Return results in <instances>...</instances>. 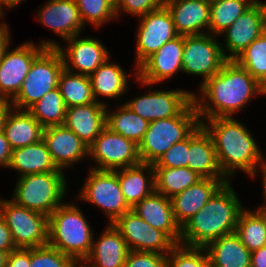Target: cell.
<instances>
[{"mask_svg":"<svg viewBox=\"0 0 266 267\" xmlns=\"http://www.w3.org/2000/svg\"><path fill=\"white\" fill-rule=\"evenodd\" d=\"M199 92L201 97L193 94V101L202 122L233 117L251 98L261 95V84L234 60H228L218 73L200 85Z\"/></svg>","mask_w":266,"mask_h":267,"instance_id":"6da1fadb","label":"cell"},{"mask_svg":"<svg viewBox=\"0 0 266 267\" xmlns=\"http://www.w3.org/2000/svg\"><path fill=\"white\" fill-rule=\"evenodd\" d=\"M233 118H209L201 126L212 138L219 167L227 179L238 169L255 178L265 159L248 128Z\"/></svg>","mask_w":266,"mask_h":267,"instance_id":"7a4b0ae2","label":"cell"},{"mask_svg":"<svg viewBox=\"0 0 266 267\" xmlns=\"http://www.w3.org/2000/svg\"><path fill=\"white\" fill-rule=\"evenodd\" d=\"M244 208L230 181L224 183L181 228L180 244L205 248L212 241L234 233Z\"/></svg>","mask_w":266,"mask_h":267,"instance_id":"3957f363","label":"cell"},{"mask_svg":"<svg viewBox=\"0 0 266 267\" xmlns=\"http://www.w3.org/2000/svg\"><path fill=\"white\" fill-rule=\"evenodd\" d=\"M83 214L77 205L63 203L48 217V245L79 265L90 255L95 238Z\"/></svg>","mask_w":266,"mask_h":267,"instance_id":"277c9868","label":"cell"},{"mask_svg":"<svg viewBox=\"0 0 266 267\" xmlns=\"http://www.w3.org/2000/svg\"><path fill=\"white\" fill-rule=\"evenodd\" d=\"M200 124L193 100L177 116L149 122L148 130L138 145L141 162L155 164L167 150L186 139Z\"/></svg>","mask_w":266,"mask_h":267,"instance_id":"5b68a950","label":"cell"},{"mask_svg":"<svg viewBox=\"0 0 266 267\" xmlns=\"http://www.w3.org/2000/svg\"><path fill=\"white\" fill-rule=\"evenodd\" d=\"M64 172L29 174L19 177L11 199L17 205L49 217L64 202L67 191Z\"/></svg>","mask_w":266,"mask_h":267,"instance_id":"8992f818","label":"cell"},{"mask_svg":"<svg viewBox=\"0 0 266 267\" xmlns=\"http://www.w3.org/2000/svg\"><path fill=\"white\" fill-rule=\"evenodd\" d=\"M63 69V59L57 48H45L32 62L21 90L12 100V106L28 110L46 93L58 88Z\"/></svg>","mask_w":266,"mask_h":267,"instance_id":"52a82bcc","label":"cell"},{"mask_svg":"<svg viewBox=\"0 0 266 267\" xmlns=\"http://www.w3.org/2000/svg\"><path fill=\"white\" fill-rule=\"evenodd\" d=\"M0 215L9 228L16 248H35L48 245V217L2 199Z\"/></svg>","mask_w":266,"mask_h":267,"instance_id":"ba28073f","label":"cell"},{"mask_svg":"<svg viewBox=\"0 0 266 267\" xmlns=\"http://www.w3.org/2000/svg\"><path fill=\"white\" fill-rule=\"evenodd\" d=\"M35 45L27 41L13 50L7 48L0 57V97L13 100L21 90L34 59L45 48H56L58 43L52 40L40 41Z\"/></svg>","mask_w":266,"mask_h":267,"instance_id":"9c48e42d","label":"cell"},{"mask_svg":"<svg viewBox=\"0 0 266 267\" xmlns=\"http://www.w3.org/2000/svg\"><path fill=\"white\" fill-rule=\"evenodd\" d=\"M78 199L102 208L112 224L132 209L125 201L115 171L90 169Z\"/></svg>","mask_w":266,"mask_h":267,"instance_id":"30bf717a","label":"cell"},{"mask_svg":"<svg viewBox=\"0 0 266 267\" xmlns=\"http://www.w3.org/2000/svg\"><path fill=\"white\" fill-rule=\"evenodd\" d=\"M217 37L211 34L184 36L182 71L190 75H200L204 84L218 73L228 61Z\"/></svg>","mask_w":266,"mask_h":267,"instance_id":"8fae6325","label":"cell"},{"mask_svg":"<svg viewBox=\"0 0 266 267\" xmlns=\"http://www.w3.org/2000/svg\"><path fill=\"white\" fill-rule=\"evenodd\" d=\"M89 157L97 162L96 167L92 166L96 170L115 171L142 163L138 145L108 127L89 145Z\"/></svg>","mask_w":266,"mask_h":267,"instance_id":"7c38bea8","label":"cell"},{"mask_svg":"<svg viewBox=\"0 0 266 267\" xmlns=\"http://www.w3.org/2000/svg\"><path fill=\"white\" fill-rule=\"evenodd\" d=\"M112 225L125 239L130 251L167 255L176 245L165 232L150 226L132 209L118 217Z\"/></svg>","mask_w":266,"mask_h":267,"instance_id":"4fadbf2b","label":"cell"},{"mask_svg":"<svg viewBox=\"0 0 266 267\" xmlns=\"http://www.w3.org/2000/svg\"><path fill=\"white\" fill-rule=\"evenodd\" d=\"M136 35V64L138 68L148 57L160 49L167 41L177 37L172 16L166 6L140 16Z\"/></svg>","mask_w":266,"mask_h":267,"instance_id":"5bb4252c","label":"cell"},{"mask_svg":"<svg viewBox=\"0 0 266 267\" xmlns=\"http://www.w3.org/2000/svg\"><path fill=\"white\" fill-rule=\"evenodd\" d=\"M265 31L266 8L263 2L257 0L221 33V35L225 36V46L222 47L225 58L227 60H235L241 52ZM225 50L230 54H227Z\"/></svg>","mask_w":266,"mask_h":267,"instance_id":"9a60e30c","label":"cell"},{"mask_svg":"<svg viewBox=\"0 0 266 267\" xmlns=\"http://www.w3.org/2000/svg\"><path fill=\"white\" fill-rule=\"evenodd\" d=\"M193 94L183 89L162 91L157 89L126 102L133 112L148 122L177 116L192 100Z\"/></svg>","mask_w":266,"mask_h":267,"instance_id":"2e32d148","label":"cell"},{"mask_svg":"<svg viewBox=\"0 0 266 267\" xmlns=\"http://www.w3.org/2000/svg\"><path fill=\"white\" fill-rule=\"evenodd\" d=\"M183 50V35L167 41L137 68L135 79L141 85L150 86L168 80L178 71L182 72Z\"/></svg>","mask_w":266,"mask_h":267,"instance_id":"e0dca14e","label":"cell"},{"mask_svg":"<svg viewBox=\"0 0 266 267\" xmlns=\"http://www.w3.org/2000/svg\"><path fill=\"white\" fill-rule=\"evenodd\" d=\"M75 35L67 39L66 49L59 44L56 48L60 52L64 69L81 75L90 76L100 65L110 58L109 51L101 41L95 38H80ZM78 70L74 72V70Z\"/></svg>","mask_w":266,"mask_h":267,"instance_id":"ac0fdd59","label":"cell"},{"mask_svg":"<svg viewBox=\"0 0 266 267\" xmlns=\"http://www.w3.org/2000/svg\"><path fill=\"white\" fill-rule=\"evenodd\" d=\"M42 139L60 170L64 171L89 156V146L64 125L45 127Z\"/></svg>","mask_w":266,"mask_h":267,"instance_id":"d6986e66","label":"cell"},{"mask_svg":"<svg viewBox=\"0 0 266 267\" xmlns=\"http://www.w3.org/2000/svg\"><path fill=\"white\" fill-rule=\"evenodd\" d=\"M179 35L207 34L210 21V0H163Z\"/></svg>","mask_w":266,"mask_h":267,"instance_id":"ffe728a7","label":"cell"},{"mask_svg":"<svg viewBox=\"0 0 266 267\" xmlns=\"http://www.w3.org/2000/svg\"><path fill=\"white\" fill-rule=\"evenodd\" d=\"M35 14L40 23L64 40L80 35L85 28L75 0H48Z\"/></svg>","mask_w":266,"mask_h":267,"instance_id":"44dd1931","label":"cell"},{"mask_svg":"<svg viewBox=\"0 0 266 267\" xmlns=\"http://www.w3.org/2000/svg\"><path fill=\"white\" fill-rule=\"evenodd\" d=\"M231 179L202 178L171 198L177 224L182 228L210 200L215 192Z\"/></svg>","mask_w":266,"mask_h":267,"instance_id":"7402d4cb","label":"cell"},{"mask_svg":"<svg viewBox=\"0 0 266 267\" xmlns=\"http://www.w3.org/2000/svg\"><path fill=\"white\" fill-rule=\"evenodd\" d=\"M106 110L101 102L66 108L63 125L89 146L106 127Z\"/></svg>","mask_w":266,"mask_h":267,"instance_id":"603a6c76","label":"cell"},{"mask_svg":"<svg viewBox=\"0 0 266 267\" xmlns=\"http://www.w3.org/2000/svg\"><path fill=\"white\" fill-rule=\"evenodd\" d=\"M132 210L150 226L165 232L176 244L180 243L181 227L175 220L170 198L154 191Z\"/></svg>","mask_w":266,"mask_h":267,"instance_id":"cb8c5ba5","label":"cell"},{"mask_svg":"<svg viewBox=\"0 0 266 267\" xmlns=\"http://www.w3.org/2000/svg\"><path fill=\"white\" fill-rule=\"evenodd\" d=\"M188 168L202 178L227 179L219 167L212 138L201 124L189 135Z\"/></svg>","mask_w":266,"mask_h":267,"instance_id":"d4e9b609","label":"cell"},{"mask_svg":"<svg viewBox=\"0 0 266 267\" xmlns=\"http://www.w3.org/2000/svg\"><path fill=\"white\" fill-rule=\"evenodd\" d=\"M129 251L125 239L112 224L108 223L99 239L93 240L91 253L81 265L83 267H123Z\"/></svg>","mask_w":266,"mask_h":267,"instance_id":"484cf974","label":"cell"},{"mask_svg":"<svg viewBox=\"0 0 266 267\" xmlns=\"http://www.w3.org/2000/svg\"><path fill=\"white\" fill-rule=\"evenodd\" d=\"M20 173V177L47 172H63L54 164L44 140L12 149L8 167Z\"/></svg>","mask_w":266,"mask_h":267,"instance_id":"4316f807","label":"cell"},{"mask_svg":"<svg viewBox=\"0 0 266 267\" xmlns=\"http://www.w3.org/2000/svg\"><path fill=\"white\" fill-rule=\"evenodd\" d=\"M43 129L28 110L13 107L6 117L3 132L10 148L15 149L42 140Z\"/></svg>","mask_w":266,"mask_h":267,"instance_id":"83f0119b","label":"cell"},{"mask_svg":"<svg viewBox=\"0 0 266 267\" xmlns=\"http://www.w3.org/2000/svg\"><path fill=\"white\" fill-rule=\"evenodd\" d=\"M116 174L125 201L131 208L155 191V174L152 164L141 163L134 167L119 169L116 170Z\"/></svg>","mask_w":266,"mask_h":267,"instance_id":"f1b7e54d","label":"cell"},{"mask_svg":"<svg viewBox=\"0 0 266 267\" xmlns=\"http://www.w3.org/2000/svg\"><path fill=\"white\" fill-rule=\"evenodd\" d=\"M205 249L210 267H251V251L235 232L212 241Z\"/></svg>","mask_w":266,"mask_h":267,"instance_id":"f546056e","label":"cell"},{"mask_svg":"<svg viewBox=\"0 0 266 267\" xmlns=\"http://www.w3.org/2000/svg\"><path fill=\"white\" fill-rule=\"evenodd\" d=\"M109 61L110 58L89 76L96 102L107 106L106 102L98 100L100 96L119 99L118 97L121 98V95L127 93L128 88L127 72L121 68L122 66Z\"/></svg>","mask_w":266,"mask_h":267,"instance_id":"4dcf8cb0","label":"cell"},{"mask_svg":"<svg viewBox=\"0 0 266 267\" xmlns=\"http://www.w3.org/2000/svg\"><path fill=\"white\" fill-rule=\"evenodd\" d=\"M117 108L116 112L111 113L106 110V127L139 145L148 130L149 122L125 104Z\"/></svg>","mask_w":266,"mask_h":267,"instance_id":"1f68e13d","label":"cell"},{"mask_svg":"<svg viewBox=\"0 0 266 267\" xmlns=\"http://www.w3.org/2000/svg\"><path fill=\"white\" fill-rule=\"evenodd\" d=\"M154 174L155 191L170 199L202 179L188 167L154 168Z\"/></svg>","mask_w":266,"mask_h":267,"instance_id":"d6a6232c","label":"cell"},{"mask_svg":"<svg viewBox=\"0 0 266 267\" xmlns=\"http://www.w3.org/2000/svg\"><path fill=\"white\" fill-rule=\"evenodd\" d=\"M257 0H214L210 1L208 32L220 36L234 21Z\"/></svg>","mask_w":266,"mask_h":267,"instance_id":"836d02e7","label":"cell"},{"mask_svg":"<svg viewBox=\"0 0 266 267\" xmlns=\"http://www.w3.org/2000/svg\"><path fill=\"white\" fill-rule=\"evenodd\" d=\"M58 89L66 108L96 102L89 76L75 74L65 69L59 76Z\"/></svg>","mask_w":266,"mask_h":267,"instance_id":"e575fe53","label":"cell"},{"mask_svg":"<svg viewBox=\"0 0 266 267\" xmlns=\"http://www.w3.org/2000/svg\"><path fill=\"white\" fill-rule=\"evenodd\" d=\"M235 233L251 252L265 246L266 229L263 221V209L253 212L244 208L240 212Z\"/></svg>","mask_w":266,"mask_h":267,"instance_id":"d590c367","label":"cell"},{"mask_svg":"<svg viewBox=\"0 0 266 267\" xmlns=\"http://www.w3.org/2000/svg\"><path fill=\"white\" fill-rule=\"evenodd\" d=\"M28 111L44 128L63 125L65 121L66 106L58 88L46 93Z\"/></svg>","mask_w":266,"mask_h":267,"instance_id":"8d00e7d4","label":"cell"},{"mask_svg":"<svg viewBox=\"0 0 266 267\" xmlns=\"http://www.w3.org/2000/svg\"><path fill=\"white\" fill-rule=\"evenodd\" d=\"M260 84L266 80V31L234 60Z\"/></svg>","mask_w":266,"mask_h":267,"instance_id":"74e56055","label":"cell"},{"mask_svg":"<svg viewBox=\"0 0 266 267\" xmlns=\"http://www.w3.org/2000/svg\"><path fill=\"white\" fill-rule=\"evenodd\" d=\"M81 20L85 26L87 22L99 28L104 23L117 19L115 0H75Z\"/></svg>","mask_w":266,"mask_h":267,"instance_id":"f35d334b","label":"cell"},{"mask_svg":"<svg viewBox=\"0 0 266 267\" xmlns=\"http://www.w3.org/2000/svg\"><path fill=\"white\" fill-rule=\"evenodd\" d=\"M167 259L168 267H210L208 253L202 247L176 244Z\"/></svg>","mask_w":266,"mask_h":267,"instance_id":"ab89813d","label":"cell"},{"mask_svg":"<svg viewBox=\"0 0 266 267\" xmlns=\"http://www.w3.org/2000/svg\"><path fill=\"white\" fill-rule=\"evenodd\" d=\"M70 256L46 245L30 248V267H78Z\"/></svg>","mask_w":266,"mask_h":267,"instance_id":"60d3db41","label":"cell"},{"mask_svg":"<svg viewBox=\"0 0 266 267\" xmlns=\"http://www.w3.org/2000/svg\"><path fill=\"white\" fill-rule=\"evenodd\" d=\"M189 136L175 143L162 157L153 164L154 168L188 167Z\"/></svg>","mask_w":266,"mask_h":267,"instance_id":"b9f144b4","label":"cell"},{"mask_svg":"<svg viewBox=\"0 0 266 267\" xmlns=\"http://www.w3.org/2000/svg\"><path fill=\"white\" fill-rule=\"evenodd\" d=\"M163 4V0H115V13L120 16L121 12L140 17L156 10Z\"/></svg>","mask_w":266,"mask_h":267,"instance_id":"7bdbcfd3","label":"cell"},{"mask_svg":"<svg viewBox=\"0 0 266 267\" xmlns=\"http://www.w3.org/2000/svg\"><path fill=\"white\" fill-rule=\"evenodd\" d=\"M123 267H168L167 255L129 251Z\"/></svg>","mask_w":266,"mask_h":267,"instance_id":"ee69618b","label":"cell"},{"mask_svg":"<svg viewBox=\"0 0 266 267\" xmlns=\"http://www.w3.org/2000/svg\"><path fill=\"white\" fill-rule=\"evenodd\" d=\"M5 267H30V248H16L10 252Z\"/></svg>","mask_w":266,"mask_h":267,"instance_id":"f6af8a7d","label":"cell"},{"mask_svg":"<svg viewBox=\"0 0 266 267\" xmlns=\"http://www.w3.org/2000/svg\"><path fill=\"white\" fill-rule=\"evenodd\" d=\"M16 249L12 234L6 225L5 220L0 215V251L10 253Z\"/></svg>","mask_w":266,"mask_h":267,"instance_id":"bcb514c9","label":"cell"},{"mask_svg":"<svg viewBox=\"0 0 266 267\" xmlns=\"http://www.w3.org/2000/svg\"><path fill=\"white\" fill-rule=\"evenodd\" d=\"M12 149L5 137L3 130H0V166L8 167Z\"/></svg>","mask_w":266,"mask_h":267,"instance_id":"7dc6e473","label":"cell"},{"mask_svg":"<svg viewBox=\"0 0 266 267\" xmlns=\"http://www.w3.org/2000/svg\"><path fill=\"white\" fill-rule=\"evenodd\" d=\"M251 267H266V245L251 252Z\"/></svg>","mask_w":266,"mask_h":267,"instance_id":"c3c4849f","label":"cell"},{"mask_svg":"<svg viewBox=\"0 0 266 267\" xmlns=\"http://www.w3.org/2000/svg\"><path fill=\"white\" fill-rule=\"evenodd\" d=\"M10 32L9 27L6 23L1 24L0 22V57L3 55L5 50L9 47L10 44Z\"/></svg>","mask_w":266,"mask_h":267,"instance_id":"681fc988","label":"cell"},{"mask_svg":"<svg viewBox=\"0 0 266 267\" xmlns=\"http://www.w3.org/2000/svg\"><path fill=\"white\" fill-rule=\"evenodd\" d=\"M12 108L11 100L0 97V130H3L6 117Z\"/></svg>","mask_w":266,"mask_h":267,"instance_id":"f907efd6","label":"cell"},{"mask_svg":"<svg viewBox=\"0 0 266 267\" xmlns=\"http://www.w3.org/2000/svg\"><path fill=\"white\" fill-rule=\"evenodd\" d=\"M258 170H261L262 178H263V192H264V198L266 200V160L262 162V164L257 168V171L255 175L257 174ZM258 209H264L266 210V205L259 206Z\"/></svg>","mask_w":266,"mask_h":267,"instance_id":"816d5d0a","label":"cell"},{"mask_svg":"<svg viewBox=\"0 0 266 267\" xmlns=\"http://www.w3.org/2000/svg\"><path fill=\"white\" fill-rule=\"evenodd\" d=\"M22 1H24V0H4V2L6 3V5H7L10 9H13V8L16 7L18 4H20Z\"/></svg>","mask_w":266,"mask_h":267,"instance_id":"f5cc1de1","label":"cell"},{"mask_svg":"<svg viewBox=\"0 0 266 267\" xmlns=\"http://www.w3.org/2000/svg\"><path fill=\"white\" fill-rule=\"evenodd\" d=\"M7 256H8V253L0 251V267L6 266Z\"/></svg>","mask_w":266,"mask_h":267,"instance_id":"db71d44e","label":"cell"},{"mask_svg":"<svg viewBox=\"0 0 266 267\" xmlns=\"http://www.w3.org/2000/svg\"><path fill=\"white\" fill-rule=\"evenodd\" d=\"M4 6H6L8 9H10L7 5H6V3L4 2V0H0V18H4Z\"/></svg>","mask_w":266,"mask_h":267,"instance_id":"11a10c76","label":"cell"},{"mask_svg":"<svg viewBox=\"0 0 266 267\" xmlns=\"http://www.w3.org/2000/svg\"><path fill=\"white\" fill-rule=\"evenodd\" d=\"M266 94V80L261 84V95Z\"/></svg>","mask_w":266,"mask_h":267,"instance_id":"9f6ffc18","label":"cell"},{"mask_svg":"<svg viewBox=\"0 0 266 267\" xmlns=\"http://www.w3.org/2000/svg\"><path fill=\"white\" fill-rule=\"evenodd\" d=\"M263 221H264V226L266 229V210L263 209Z\"/></svg>","mask_w":266,"mask_h":267,"instance_id":"6f0895ef","label":"cell"}]
</instances>
